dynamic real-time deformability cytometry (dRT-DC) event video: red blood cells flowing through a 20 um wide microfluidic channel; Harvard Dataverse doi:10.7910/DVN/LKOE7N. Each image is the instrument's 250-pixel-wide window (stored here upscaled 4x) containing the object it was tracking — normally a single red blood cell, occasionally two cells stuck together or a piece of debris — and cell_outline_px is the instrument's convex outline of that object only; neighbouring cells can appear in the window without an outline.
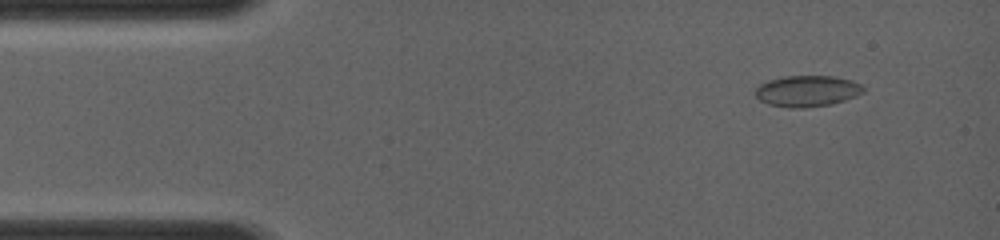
{"species": "common noctule bat (a hibernating species)", "species_latin": "Nyctalus noctula", "temperature_condition": "room temperature", "stored_images_in_passage": 13, "camera_frame_rate_fps": 4000, "um_per_image_px": 0.085, "animal": {"sex": "female", "body_mass_g": 19.0, "forearm_length_mm": 56.7}, "frame": {"image": 1, "passage_image": 3, "time_ms": 1.0, "image_size_px": [1000, 240], "cell_outline_px": [[864, 92], [856, 96], [832, 104], [804, 108], [788, 108], [768, 104], [760, 100], [756, 96], [756, 88], [760, 84], [768, 80], [784, 76], [832, 76], [852, 80], [860, 84], [864, 88]], "centroid_in_image_um": [68.61, 7.74], "position_along_channel_um": 16.4, "area_um2": 19.65}}
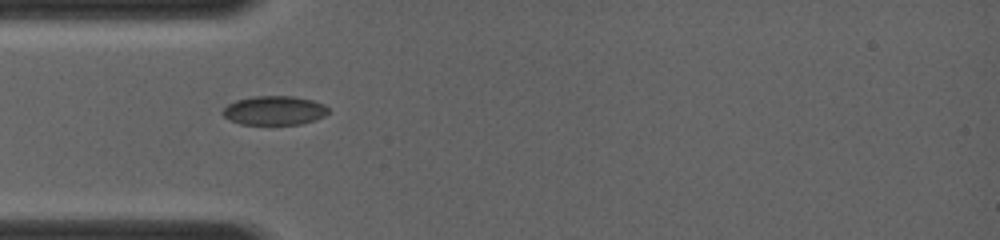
{"frame": {"image": 2, "passage_image": 10, "time_ms": 3.75, "image_size_px": [1000, 240], "cell_outline_px": [[328, 112], [324, 116], [316, 120], [300, 124], [240, 124], [228, 120], [220, 112], [228, 104], [236, 100], [252, 96], [292, 96], [312, 100], [324, 104], [328, 108]], "centroid_in_image_um": [23.29, 9.39], "position_along_channel_um": 61.7, "area_um2": 17.98}}
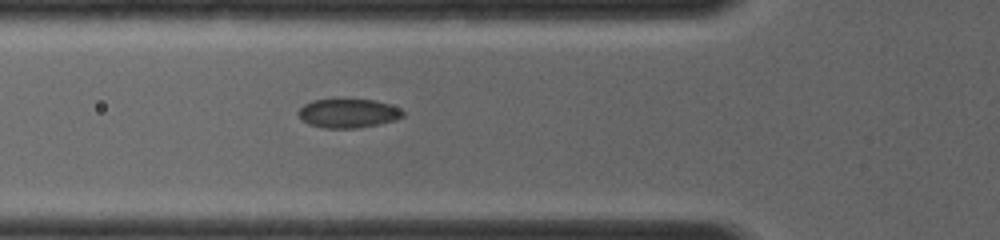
{"frame": {"image": 3, "passage_image": 12, "time_ms": 4.5, "image_size_px": [1000, 240], "cell_outline_px": [[404, 116], [396, 120], [380, 124], [356, 128], [324, 128], [308, 124], [296, 112], [304, 104], [312, 100], [376, 100], [400, 108], [404, 112]], "centroid_in_image_um": [29.61, 9.64], "position_along_channel_um": 96.2, "area_um2": 17.57}}